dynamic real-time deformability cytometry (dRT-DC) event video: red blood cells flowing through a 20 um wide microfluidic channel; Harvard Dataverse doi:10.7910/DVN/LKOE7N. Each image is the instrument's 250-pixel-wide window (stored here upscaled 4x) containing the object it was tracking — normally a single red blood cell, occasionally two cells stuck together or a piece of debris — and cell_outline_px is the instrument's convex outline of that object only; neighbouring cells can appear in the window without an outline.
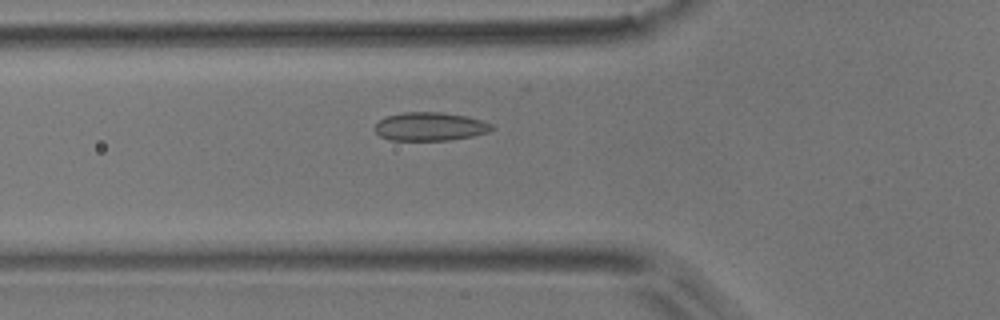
{"species": "common noctule bat (a hibernating species)", "species_latin": "Nyctalus noctula", "temperature_condition": "room temperature", "stored_images_in_passage": 40, "camera_frame_rate_fps": 3000, "um_per_image_px": 0.085, "animal": {"sex": "male", "body_mass_g": 17.9}, "frame": {"image": 1, "passage_image": 8, "time_ms": 2.333, "image_size_px": [1000, 320], "cell_outline_px": [[496, 128], [488, 132], [472, 136], [448, 140], [388, 140], [380, 136], [372, 128], [380, 120], [388, 116], [404, 112], [440, 112], [464, 116], [480, 120], [492, 124]], "centroid_in_image_um": [36.54, 10.76], "position_along_channel_um": 89.3, "area_um2": 19.31}}
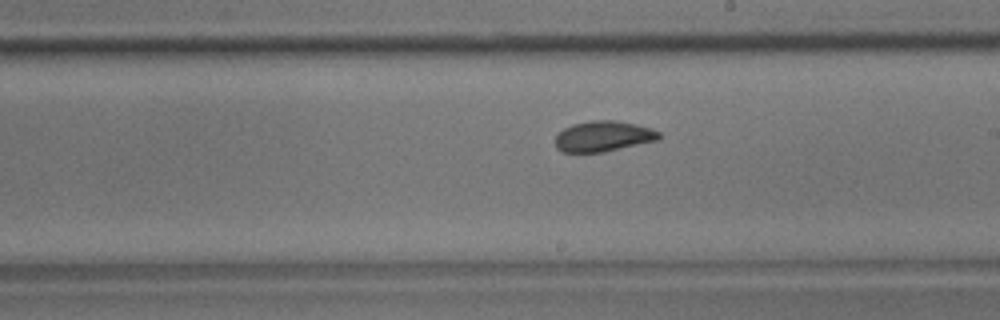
{"frame": {"image": 2, "passage_image": 20, "time_ms": 6.333, "image_size_px": [1000, 320], "cell_outline_px": [[660, 140], [604, 152], [560, 152], [556, 148], [556, 136], [564, 128], [572, 124], [588, 120], [616, 120], [636, 124], [652, 128], [660, 132]], "centroid_in_image_um": [51.3, 11.58], "position_along_channel_um": 237.7, "area_um2": 18.73}}
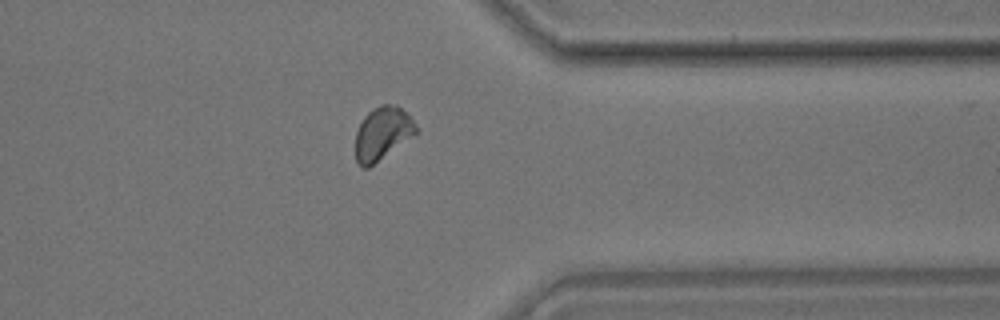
{"frame": {"image": 3, "passage_image": 32, "time_ms": 10.333, "image_size_px": [1000, 320], "cell_outline_px": [[416, 132], [412, 136], [368, 168], [364, 168], [356, 160], [356, 132], [364, 116], [372, 108], [380, 104], [396, 104], [416, 124]], "centroid_in_image_um": [32.48, 11.32], "position_along_channel_um": 378.9, "area_um2": 18.26}, "authors_computed_cell_mechanics": {"area_um2": 18.6694, "velocity_mm_per_s": 3.7026, "shape_relaxation_time_tau1_ms": 7.0443, "shape_relaxation_time_tau2_ms": 1.3312, "deformation_change_tau1": 0.1075, "deformation_change_tau2": 0.0374}}